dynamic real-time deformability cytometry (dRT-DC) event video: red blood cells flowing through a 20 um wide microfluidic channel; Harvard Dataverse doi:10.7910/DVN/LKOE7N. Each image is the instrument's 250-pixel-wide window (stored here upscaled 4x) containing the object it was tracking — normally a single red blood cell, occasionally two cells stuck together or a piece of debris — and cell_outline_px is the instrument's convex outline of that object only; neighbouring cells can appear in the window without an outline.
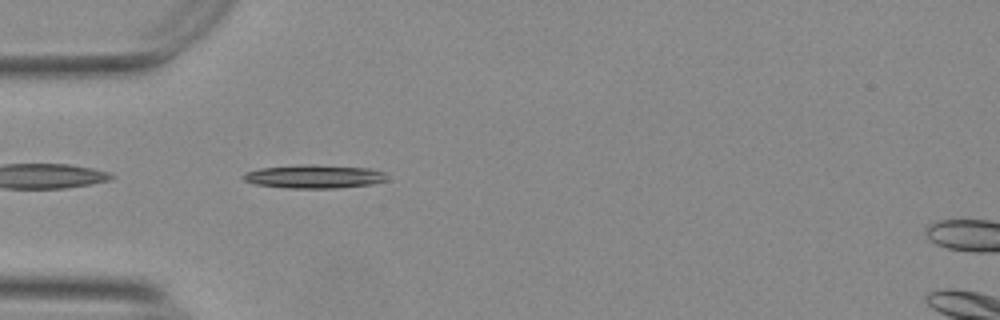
{"species": "Egyptian fruit bat (a non-hibernating species)", "species_latin": "Rousettus aegyptiacus", "temperature_condition": "warm", "stored_images_in_passage": 38, "camera_frame_rate_fps": 3000, "um_per_image_px": 0.085, "animal": {"sex": "female"}, "frame": {"image": 1, "passage_image": 3, "time_ms": 0.667, "image_size_px": [1000, 320], "cell_outline_px": [[388, 180], [372, 184], [336, 188], [288, 188], [256, 184], [244, 180], [240, 176], [244, 172], [260, 168], [300, 164], [312, 164], [372, 168], [384, 172]], "centroid_in_image_um": [26.7, 14.99], "position_along_channel_um": 58.3, "area_um2": 19.88}}
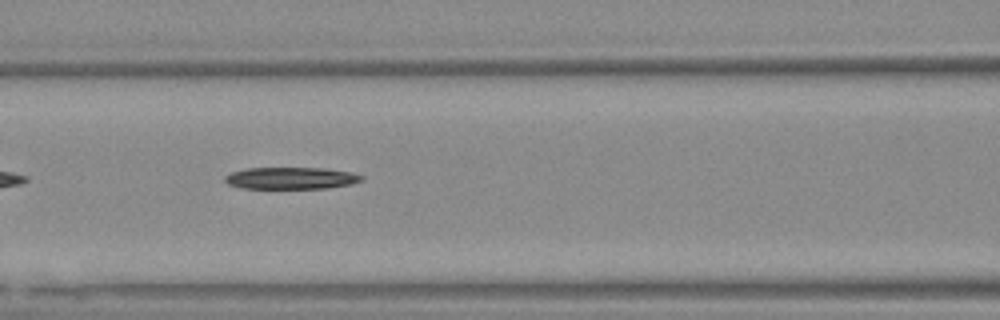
{"frame": {"image": 2, "passage_image": 10, "time_ms": 3.0, "image_size_px": [1000, 320], "cell_outline_px": [[364, 180], [348, 184], [324, 188], [240, 188], [228, 184], [224, 180], [224, 176], [232, 172], [248, 168], [324, 168], [352, 172], [364, 176]], "centroid_in_image_um": [24.72, 15.13], "position_along_channel_um": 141.9, "area_um2": 17.34}}
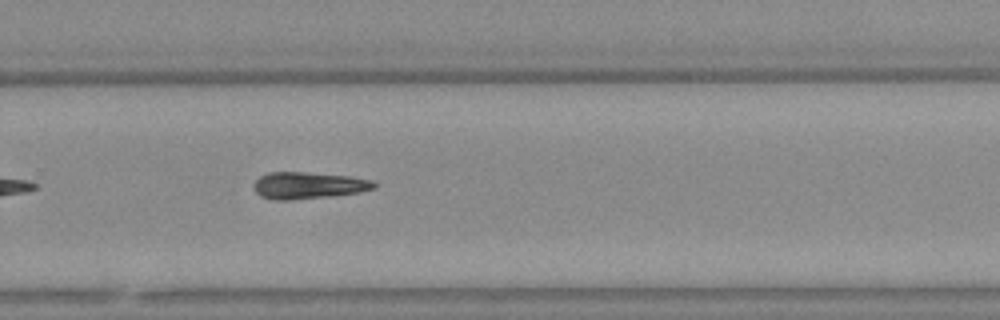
{"frame": {"image": 3, "passage_image": 23, "time_ms": 7.333, "image_size_px": [1000, 320], "cell_outline_px": [[376, 188], [360, 192], [332, 196], [292, 200], [272, 200], [260, 196], [256, 192], [256, 180], [260, 176], [268, 172], [304, 172], [348, 176], [372, 180], [376, 184]], "centroid_in_image_um": [26.22, 15.77], "position_along_channel_um": 303.6, "area_um2": 18.73}, "authors_computed_cell_mechanics": {"area_um2": 18.0914, "velocity_mm_per_s": 3.7575, "shape_relaxation_time_tau1_ms": 6.6785, "shape_relaxation_time_tau2_ms": null, "deformation_change_tau1": 0.2041, "deformation_change_tau2": null}}